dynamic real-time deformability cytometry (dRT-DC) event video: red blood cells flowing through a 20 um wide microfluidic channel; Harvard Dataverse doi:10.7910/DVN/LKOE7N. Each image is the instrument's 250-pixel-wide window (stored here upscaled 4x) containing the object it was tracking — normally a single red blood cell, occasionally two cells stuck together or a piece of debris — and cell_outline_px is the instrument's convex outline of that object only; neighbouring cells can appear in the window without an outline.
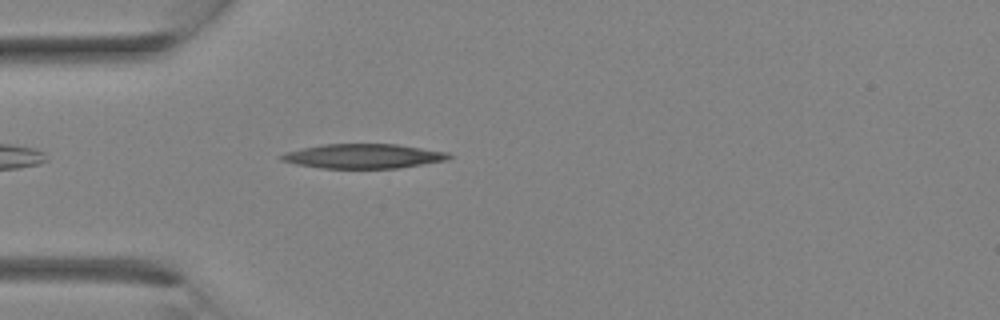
{"species": "Egyptian fruit bat (a non-hibernating species)", "species_latin": "Rousettus aegyptiacus", "temperature_condition": "room temperature", "stored_images_in_passage": 1, "camera_frame_rate_fps": 3000, "um_per_image_px": 0.085, "animal": {"sex": "female"}, "frame": {"image": 1, "passage_image": 1, "time_ms": 0.0, "image_size_px": [1000, 320], "cell_outline_px": [[452, 156], [448, 160], [396, 168], [320, 168], [296, 164], [280, 160], [280, 156], [284, 152], [324, 144], [396, 144], [448, 152]], "centroid_in_image_um": [30.88, 13.27], "position_along_channel_um": 54.1, "area_um2": 23.76}}